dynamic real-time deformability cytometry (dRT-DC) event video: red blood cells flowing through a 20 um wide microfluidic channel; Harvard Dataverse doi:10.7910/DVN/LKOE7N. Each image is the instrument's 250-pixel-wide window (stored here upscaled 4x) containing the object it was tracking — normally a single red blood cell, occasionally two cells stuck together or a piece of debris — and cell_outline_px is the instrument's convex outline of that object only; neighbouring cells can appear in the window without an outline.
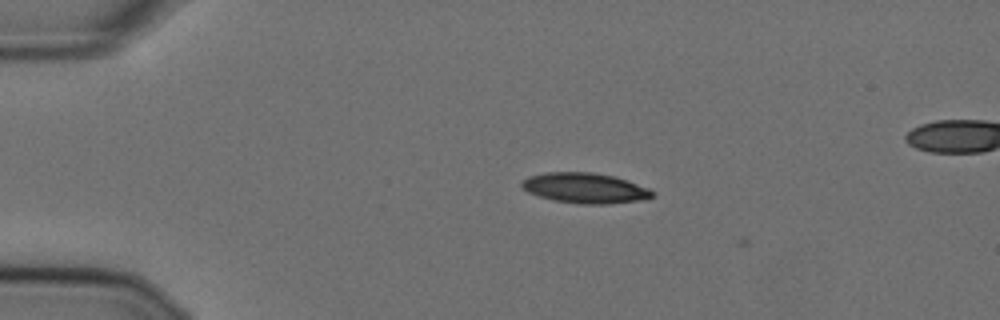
{"species": "Egyptian fruit bat (a non-hibernating species)", "species_latin": "Rousettus aegyptiacus", "temperature_condition": "cold", "stored_images_in_passage": 7, "camera_frame_rate_fps": 3000, "um_per_image_px": 0.085, "animal": {"sex": "female"}, "frame": {"image": 1, "passage_image": 6, "time_ms": 1.667, "image_size_px": [1000, 320], "cell_outline_px": [[656, 192], [652, 196], [644, 200], [608, 204], [580, 204], [552, 200], [528, 192], [520, 184], [528, 176], [544, 172], [592, 172], [616, 176], [628, 180], [648, 188]], "centroid_in_image_um": [49.76, 15.98], "position_along_channel_um": 35.2, "area_um2": 23.24}}